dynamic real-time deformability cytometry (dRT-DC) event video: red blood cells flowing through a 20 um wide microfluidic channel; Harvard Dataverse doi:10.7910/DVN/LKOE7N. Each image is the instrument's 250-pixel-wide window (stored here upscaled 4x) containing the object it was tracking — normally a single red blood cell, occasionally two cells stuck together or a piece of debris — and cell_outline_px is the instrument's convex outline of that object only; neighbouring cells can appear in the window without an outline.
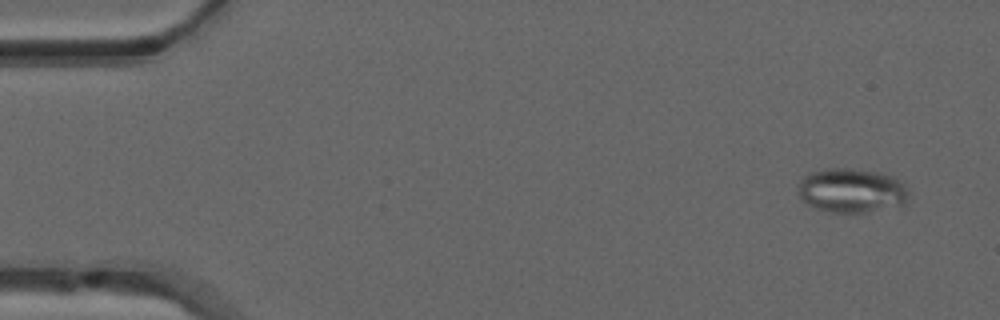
{"species": "common noctule bat (a hibernating species)", "species_latin": "Nyctalus noctula", "temperature_condition": "warm", "stored_images_in_passage": 48, "camera_frame_rate_fps": 3000, "um_per_image_px": 0.085, "animal": {"sex": "male", "forearm_length_mm": 52.5}, "frame": {"image": 1, "passage_image": 3, "time_ms": 0.667, "image_size_px": [1000, 320], "cell_outline_px": [[908, 196], [904, 204], [864, 212], [828, 212], [816, 208], [808, 204], [800, 196], [800, 180], [804, 176], [812, 172], [828, 168], [848, 168], [880, 172], [892, 176], [904, 184], [908, 188]], "centroid_in_image_um": [72.4, 16.18], "position_along_channel_um": 12.6, "area_um2": 28.21}}
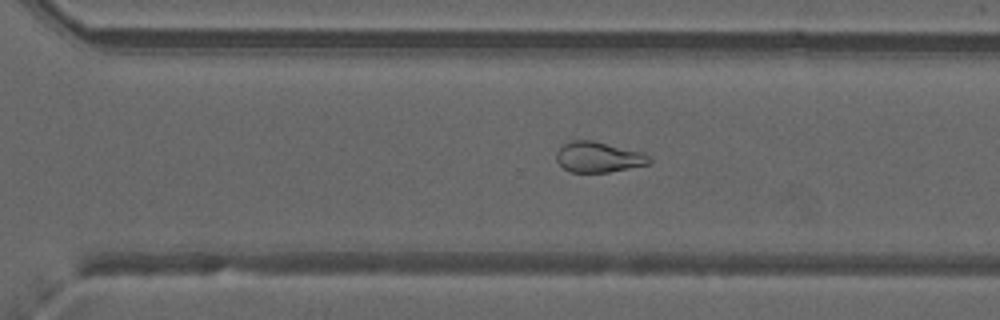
{"frame": {"image": 2, "passage_image": 35, "time_ms": 11.333, "image_size_px": [1000, 320], "cell_outline_px": [[652, 160], [648, 164], [608, 172], [572, 172], [564, 168], [556, 160], [556, 152], [564, 144], [572, 140], [592, 140], [644, 152]], "centroid_in_image_um": [50.87, 13.34], "position_along_channel_um": 319.7, "area_um2": 16.42}}
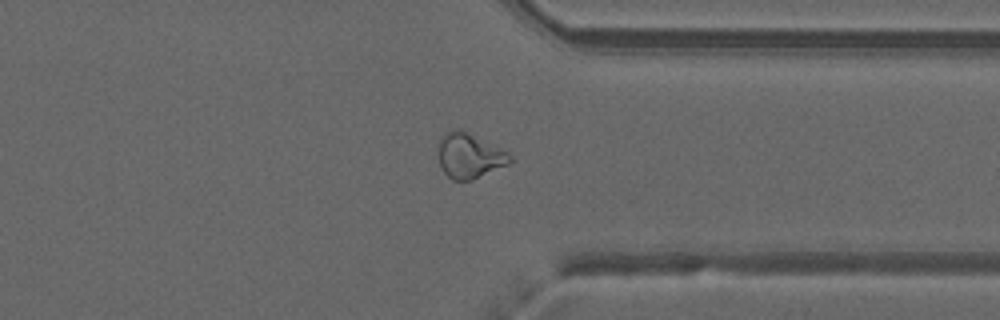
{"frame": {"image": 3, "passage_image": 39, "time_ms": 12.667, "image_size_px": [1000, 320], "cell_outline_px": [[512, 160], [508, 164], [472, 180], [452, 180], [444, 172], [440, 164], [440, 140], [448, 132], [456, 128], [460, 128], [508, 152], [512, 156]], "centroid_in_image_um": [39.93, 13.24], "position_along_channel_um": 371.5, "area_um2": 18.38}, "authors_computed_cell_mechanics": {"area_um2": 20.6635, "velocity_mm_per_s": 4.0216, "shape_relaxation_time_tau1_ms": null, "shape_relaxation_time_tau2_ms": 2.9484, "deformation_change_tau1": null, "deformation_change_tau2": 0.099}}